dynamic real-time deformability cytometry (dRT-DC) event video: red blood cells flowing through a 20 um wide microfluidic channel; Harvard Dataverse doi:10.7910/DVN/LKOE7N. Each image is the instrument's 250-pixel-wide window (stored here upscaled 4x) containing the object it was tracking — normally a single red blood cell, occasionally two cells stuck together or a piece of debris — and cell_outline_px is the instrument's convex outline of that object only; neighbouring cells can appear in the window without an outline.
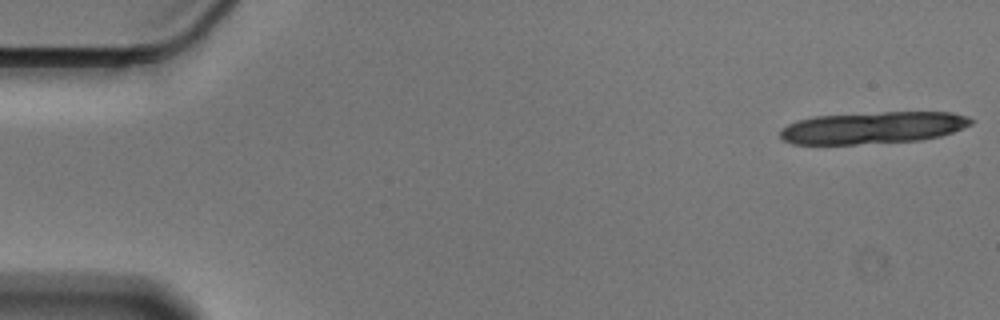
{"species": "Egyptian fruit bat (a non-hibernating species)", "species_latin": "Rousettus aegyptiacus", "temperature_condition": "cold", "stored_images_in_passage": 18, "camera_frame_rate_fps": 3000, "um_per_image_px": 0.085, "animal": {"sex": "male"}, "frame": {"image": 1, "passage_image": 1, "time_ms": 0.0, "image_size_px": [1000, 320], "cell_outline_px": [[976, 120], [972, 124], [964, 128], [940, 136], [920, 140], [856, 144], [792, 144], [784, 140], [780, 136], [780, 128], [796, 120], [812, 116], [880, 112], [952, 112], [968, 116]], "centroid_in_image_um": [74.2, 10.85], "position_along_channel_um": 10.8, "area_um2": 35.84}}